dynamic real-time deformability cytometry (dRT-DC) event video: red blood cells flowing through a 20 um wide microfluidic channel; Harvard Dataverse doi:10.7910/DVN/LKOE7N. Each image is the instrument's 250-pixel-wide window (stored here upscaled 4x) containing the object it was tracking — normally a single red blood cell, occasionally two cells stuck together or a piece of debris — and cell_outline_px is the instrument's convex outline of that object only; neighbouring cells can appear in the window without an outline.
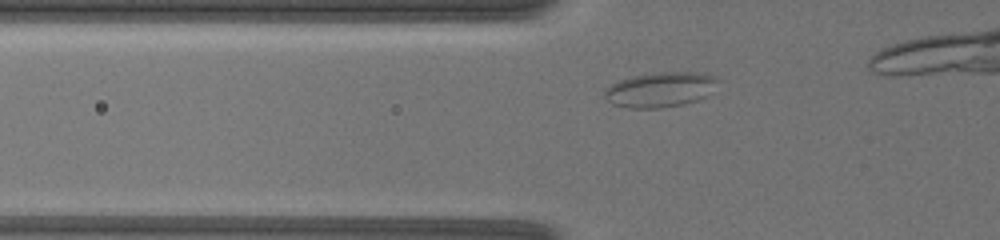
{"species": "common noctule bat (a hibernating species)", "species_latin": "Nyctalus noctula", "temperature_condition": "warm", "stored_images_in_passage": 6, "camera_frame_rate_fps": 3000, "um_per_image_px": 0.085, "animal": {"sex": "female", "body_mass_g": 19.5, "forearm_length_mm": 54.1}, "frame": {"image": 1, "passage_image": 2, "time_ms": 0.333, "image_size_px": [1000, 240], "cell_outline_px": [[716, 80], [708, 96], [684, 104], [660, 108], [628, 108], [612, 104], [604, 96], [604, 92], [612, 84], [628, 76], [660, 72], [704, 72], [716, 76]], "centroid_in_image_um": [56.11, 7.61], "position_along_channel_um": 69.7, "area_um2": 23.06}}